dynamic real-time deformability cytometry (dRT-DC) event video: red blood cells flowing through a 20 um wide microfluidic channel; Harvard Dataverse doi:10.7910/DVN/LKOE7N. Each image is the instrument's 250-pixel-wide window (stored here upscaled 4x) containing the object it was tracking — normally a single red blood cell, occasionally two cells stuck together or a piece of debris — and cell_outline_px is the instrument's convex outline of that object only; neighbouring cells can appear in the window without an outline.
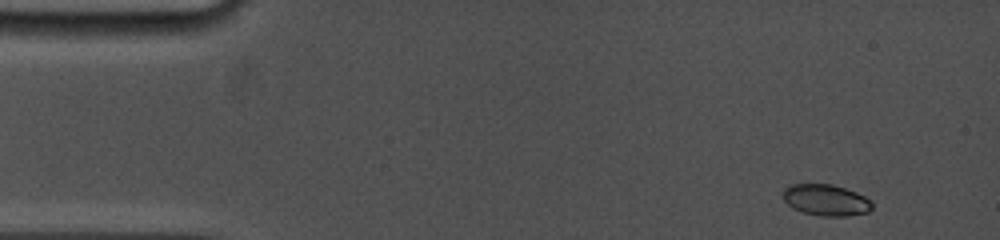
{"species": "common noctule bat (a hibernating species)", "species_latin": "Nyctalus noctula", "temperature_condition": "cold", "stored_images_in_passage": 29, "camera_frame_rate_fps": 5000, "um_per_image_px": 0.085, "animal": {"sex": "female", "body_mass_g": 19.0, "forearm_length_mm": 53.3}, "frame": {"image": 1, "passage_image": 1, "time_ms": 0.0, "image_size_px": [1000, 240], "cell_outline_px": [[872, 208], [868, 212], [848, 216], [820, 216], [804, 212], [792, 208], [784, 200], [784, 188], [788, 184], [832, 184], [856, 192], [872, 200]], "centroid_in_image_um": [70.22, 17.0], "position_along_channel_um": 14.8, "area_um2": 16.3}}
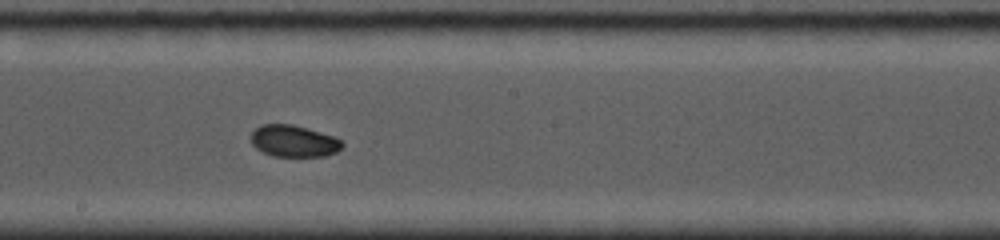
{"frame": {"image": 2, "passage_image": 17, "time_ms": 8.0, "image_size_px": [1000, 240], "cell_outline_px": [[344, 144], [336, 152], [324, 156], [272, 156], [256, 148], [252, 144], [252, 132], [260, 124], [292, 124], [308, 128], [336, 136]], "centroid_in_image_um": [24.98, 11.98], "position_along_channel_um": 223.2, "area_um2": 16.88}}
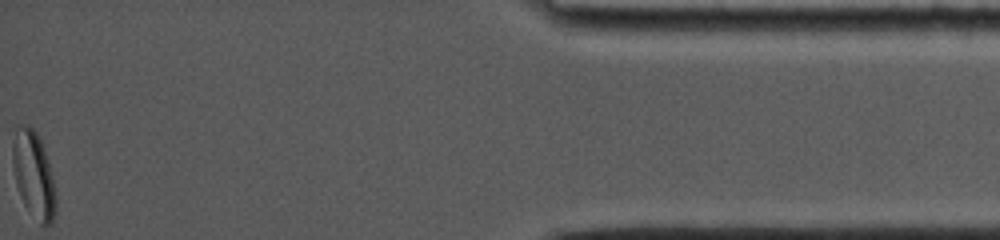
{"frame": {"image": 3, "passage_image": 29, "time_ms": 15.2, "image_size_px": [1000, 240], "cell_outline_px": [[56, 208], [52, 224], [40, 224], [24, 204], [20, 196], [16, 184], [12, 164], [12, 144], [16, 128], [28, 124], [36, 132], [44, 148], [48, 160], [56, 196]], "centroid_in_image_um": [2.85, 14.86], "position_along_channel_um": 432.4, "area_um2": 21.62}, "authors_computed_cell_mechanics": {"area_um2": 16.8198, "velocity_mm_per_s": 3.8383, "shape_relaxation_time_tau1_ms": 9.9288, "shape_relaxation_time_tau2_ms": 1.3101, "deformation_change_tau1": 0.1632, "deformation_change_tau2": 0.0376}}